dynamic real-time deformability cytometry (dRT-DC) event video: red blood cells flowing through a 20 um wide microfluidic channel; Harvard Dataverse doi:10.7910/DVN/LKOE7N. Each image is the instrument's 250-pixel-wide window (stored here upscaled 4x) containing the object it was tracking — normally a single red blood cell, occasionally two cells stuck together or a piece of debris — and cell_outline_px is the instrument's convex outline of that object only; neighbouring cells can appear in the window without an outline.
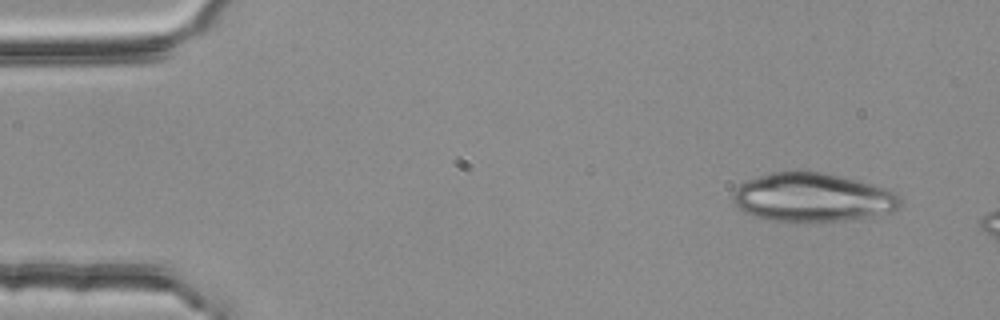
{"species": "common noctule bat (a hibernating species)", "species_latin": "Nyctalus noctula", "temperature_condition": "room temperature", "stored_images_in_passage": 3, "camera_frame_rate_fps": 3000, "um_per_image_px": 0.085, "animal": {"sex": "female", "body_mass_g": 25.1}, "frame": {"image": 1, "passage_image": 1, "time_ms": 0.0, "image_size_px": [1000, 320], "cell_outline_px": [[900, 208], [864, 220], [764, 220], [744, 212], [732, 200], [732, 192], [744, 180], [772, 172], [804, 168], [840, 176], [888, 188], [896, 192], [900, 200]], "centroid_in_image_um": [69.06, 16.75], "position_along_channel_um": 15.9, "area_um2": 48.15}}